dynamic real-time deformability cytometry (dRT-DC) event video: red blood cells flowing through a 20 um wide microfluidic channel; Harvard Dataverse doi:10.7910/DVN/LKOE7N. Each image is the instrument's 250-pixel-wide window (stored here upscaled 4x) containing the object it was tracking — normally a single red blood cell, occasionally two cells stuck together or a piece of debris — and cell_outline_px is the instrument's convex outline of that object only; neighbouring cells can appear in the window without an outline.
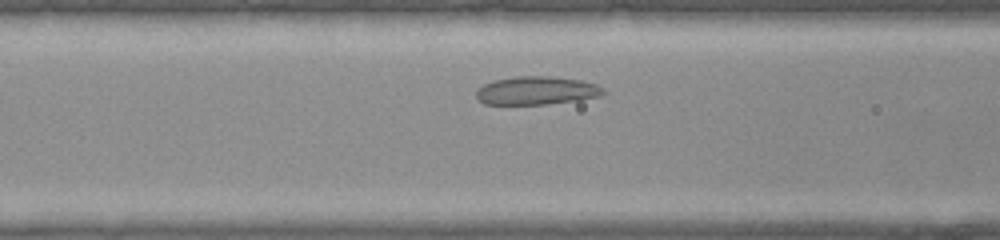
{"species": "common noctule bat (a hibernating species)", "species_latin": "Nyctalus noctula", "temperature_condition": "warm", "stored_images_in_passage": 23, "camera_frame_rate_fps": 3000, "um_per_image_px": 0.085, "animal": {"sex": "female", "body_mass_g": 22.0, "forearm_length_mm": 56.7}, "frame": {"image": 1, "passage_image": 5, "time_ms": 1.333, "image_size_px": [1000, 240], "cell_outline_px": [[608, 92], [600, 96], [580, 100], [544, 104], [484, 104], [476, 96], [476, 92], [484, 84], [492, 80], [516, 76], [548, 76], [580, 80], [596, 84], [604, 88]], "centroid_in_image_um": [45.64, 7.7], "position_along_channel_um": 121.0, "area_um2": 20.98}}
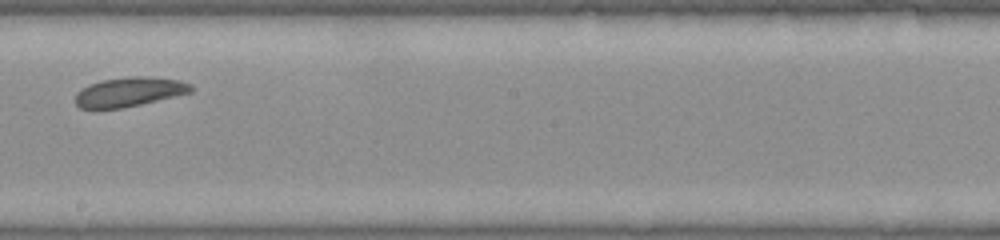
{"frame": {"image": 2, "passage_image": 12, "time_ms": 3.667, "image_size_px": [1000, 240], "cell_outline_px": [[192, 92], [124, 108], [80, 108], [76, 104], [76, 92], [80, 88], [88, 84], [100, 80], [128, 76], [144, 76], [180, 80], [192, 84]], "centroid_in_image_um": [10.97, 7.79], "position_along_channel_um": 237.2, "area_um2": 19.88}}
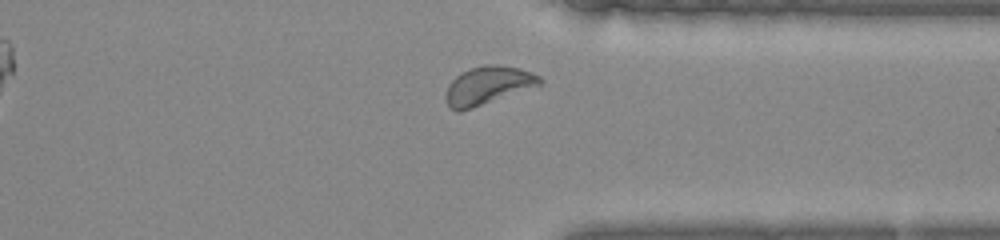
{"frame": {"image": 3, "passage_image": 20, "time_ms": 6.333, "image_size_px": [1000, 240], "cell_outline_px": [[544, 84], [460, 112], [456, 112], [448, 108], [444, 100], [444, 96], [448, 84], [460, 72], [484, 64], [496, 64], [516, 68], [532, 72], [540, 76], [544, 80]], "centroid_in_image_um": [41.44, 7.28], "position_along_channel_um": 370.0, "area_um2": 21.21}}